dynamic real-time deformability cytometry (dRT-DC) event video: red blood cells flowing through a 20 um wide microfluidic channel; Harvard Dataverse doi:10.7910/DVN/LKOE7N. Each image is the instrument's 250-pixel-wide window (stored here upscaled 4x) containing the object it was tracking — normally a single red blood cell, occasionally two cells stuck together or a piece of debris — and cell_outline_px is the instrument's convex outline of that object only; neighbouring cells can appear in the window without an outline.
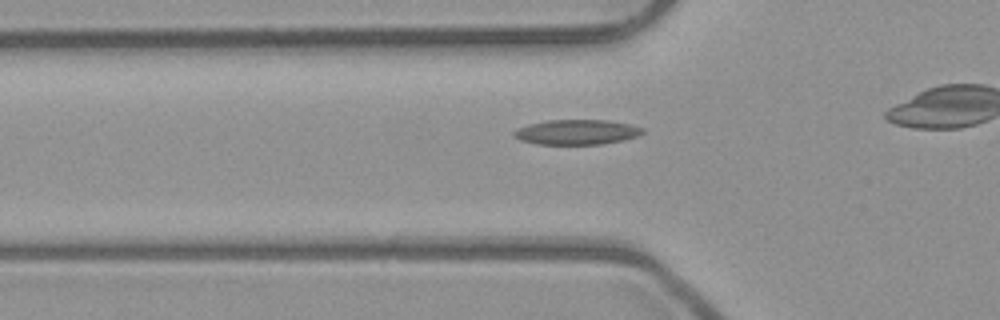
{"species": "common noctule bat (a hibernating species)", "species_latin": "Nyctalus noctula", "temperature_condition": "room temperature", "stored_images_in_passage": 26, "camera_frame_rate_fps": 3000, "um_per_image_px": 0.085, "animal": {"sex": "male", "body_mass_g": 23.1, "forearm_length_mm": 52.7}, "frame": {"image": 1, "passage_image": 2, "time_ms": 0.333, "image_size_px": [1000, 320], "cell_outline_px": [[644, 132], [636, 136], [624, 140], [600, 144], [536, 144], [520, 140], [512, 136], [512, 132], [528, 124], [548, 120], [608, 120], [632, 124], [644, 128]], "centroid_in_image_um": [49.03, 11.22], "position_along_channel_um": 76.8, "area_um2": 18.79}}
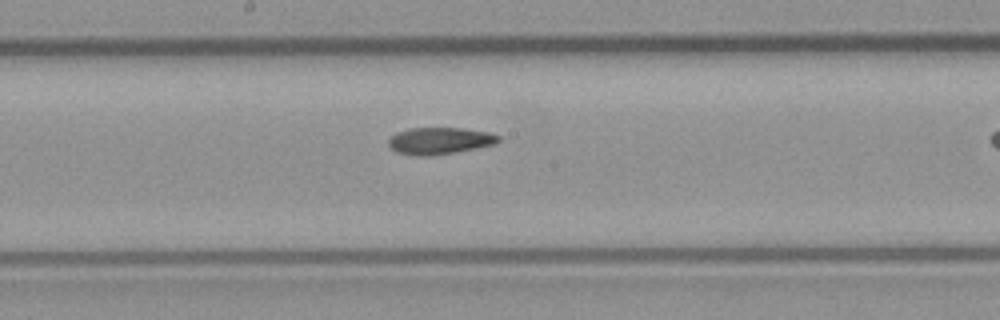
{"frame": {"image": 2, "passage_image": 12, "time_ms": 3.667, "image_size_px": [1000, 320], "cell_outline_px": [[500, 140], [496, 144], [476, 148], [452, 152], [424, 156], [416, 156], [396, 152], [388, 144], [388, 140], [396, 132], [408, 128], [464, 128], [488, 132], [500, 136]], "centroid_in_image_um": [37.36, 11.95], "position_along_channel_um": 210.8, "area_um2": 17.11}}
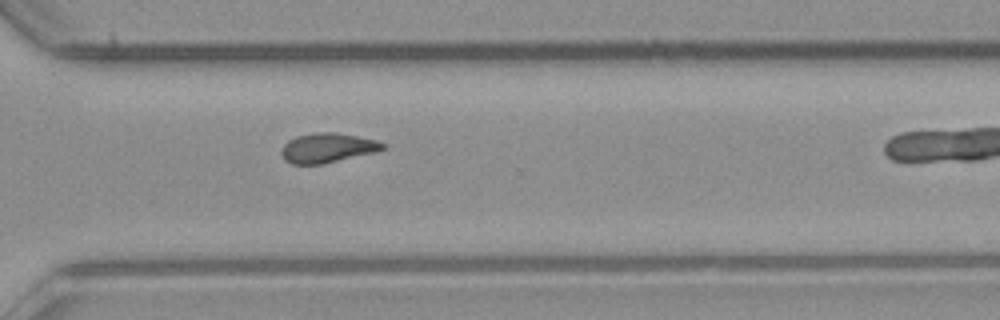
{"frame": {"image": 3, "passage_image": 22, "time_ms": 7.0, "image_size_px": [1000, 320], "cell_outline_px": [[384, 148], [372, 152], [320, 164], [292, 164], [284, 160], [280, 152], [284, 144], [288, 140], [296, 136], [316, 132], [336, 132], [376, 140], [384, 144]], "centroid_in_image_um": [27.75, 12.55], "position_along_channel_um": 342.9, "area_um2": 17.11}}